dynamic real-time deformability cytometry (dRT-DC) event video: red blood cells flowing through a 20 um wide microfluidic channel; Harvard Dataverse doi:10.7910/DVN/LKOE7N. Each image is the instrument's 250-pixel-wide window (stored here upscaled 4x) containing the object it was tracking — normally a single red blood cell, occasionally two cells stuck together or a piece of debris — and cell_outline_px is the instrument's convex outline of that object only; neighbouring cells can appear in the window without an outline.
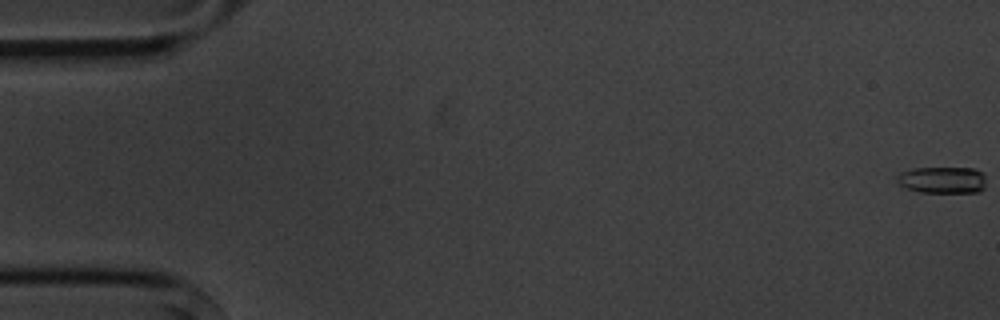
{"species": "common noctule bat (a hibernating species)", "species_latin": "Nyctalus noctula", "temperature_condition": "cold", "stored_images_in_passage": 6, "segment_of_instrument_passage": [1, 2], "camera_frame_rate_fps": 3000, "um_per_image_px": 0.085, "animal": {"sex": "male", "body_mass_g": 20.1, "forearm_length_mm": 53.5}, "frame": {"image": 1, "passage_image": 1, "time_ms": 0.0, "image_size_px": [1000, 320], "cell_outline_px": [[984, 188], [980, 192], [920, 192], [908, 188], [900, 184], [900, 176], [904, 172], [912, 168], [976, 168], [984, 172]], "centroid_in_image_um": [80.21, 15.29], "position_along_channel_um": 4.8, "area_um2": 13.58}}
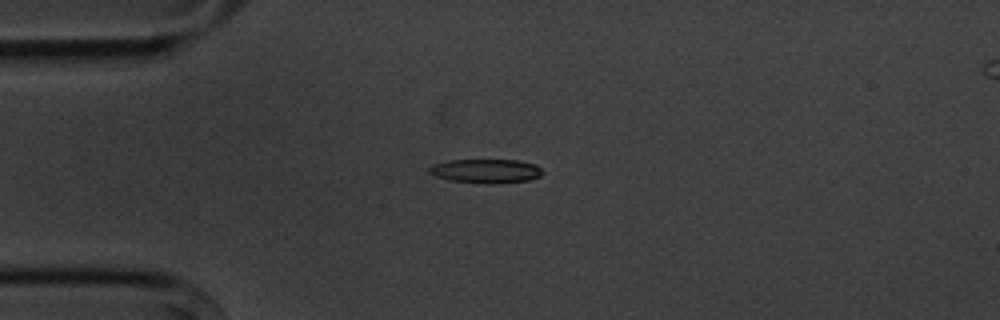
{"frame": {"image": 2, "passage_image": 5, "time_ms": 4.667, "image_size_px": [1000, 320], "cell_outline_px": [[544, 172], [540, 176], [528, 180], [488, 184], [448, 180], [436, 176], [428, 172], [428, 168], [432, 164], [448, 160], [516, 160], [536, 164]], "centroid_in_image_um": [41.28, 14.53], "position_along_channel_um": 43.7, "area_um2": 15.9}}